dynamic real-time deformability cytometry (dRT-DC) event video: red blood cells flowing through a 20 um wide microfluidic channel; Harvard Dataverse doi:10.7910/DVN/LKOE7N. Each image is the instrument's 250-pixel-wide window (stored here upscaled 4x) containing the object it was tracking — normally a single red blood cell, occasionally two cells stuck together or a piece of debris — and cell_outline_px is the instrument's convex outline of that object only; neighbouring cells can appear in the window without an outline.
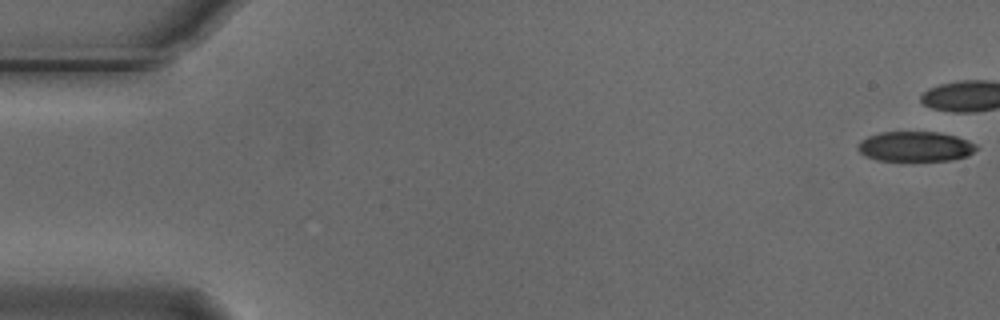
{"species": "Egyptian fruit bat (a non-hibernating species)", "species_latin": "Rousettus aegyptiacus", "temperature_condition": "cold", "stored_images_in_passage": 9, "camera_frame_rate_fps": 3000, "um_per_image_px": 0.085, "animal": {"sex": "male"}, "frame": {"image": 1, "passage_image": 1, "time_ms": 0.0, "image_size_px": [1000, 320], "cell_outline_px": [[976, 148], [968, 156], [952, 160], [876, 160], [864, 156], [856, 148], [856, 144], [860, 140], [868, 136], [880, 132], [936, 132], [956, 136], [968, 140], [976, 144]], "centroid_in_image_um": [77.75, 12.45], "position_along_channel_um": 7.2, "area_um2": 20.75}}